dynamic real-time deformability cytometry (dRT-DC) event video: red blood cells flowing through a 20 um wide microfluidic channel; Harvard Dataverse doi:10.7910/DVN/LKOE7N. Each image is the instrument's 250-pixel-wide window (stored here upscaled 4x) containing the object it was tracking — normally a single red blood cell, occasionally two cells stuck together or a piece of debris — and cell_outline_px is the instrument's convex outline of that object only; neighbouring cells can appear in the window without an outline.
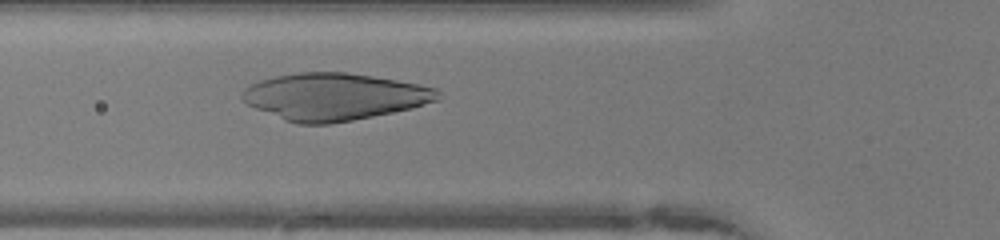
{"species": "human", "species_latin": "Homo sapiens", "temperature_condition": "warm", "stored_images_in_passage": 36, "camera_frame_rate_fps": 3000, "um_per_image_px": 0.085, "donor": {"sex": "female"}, "frame": {"image": 1, "passage_image": 14, "time_ms": 4.333, "image_size_px": [1000, 240], "cell_outline_px": [[440, 100], [412, 108], [352, 120], [328, 124], [296, 124], [284, 120], [256, 108], [248, 104], [240, 96], [244, 88], [260, 80], [276, 76], [300, 72], [344, 72], [372, 76], [396, 80], [436, 88], [440, 92]], "centroid_in_image_um": [28.41, 8.22], "position_along_channel_um": 97.4, "area_um2": 53.35}}
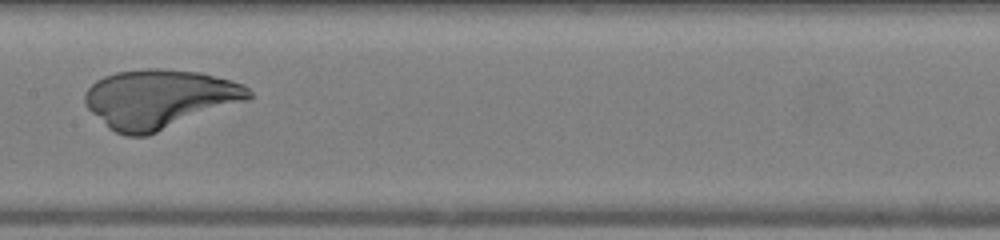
{"frame": {"image": 2, "passage_image": 21, "time_ms": 6.667, "image_size_px": [1000, 240], "cell_outline_px": [[252, 96], [248, 100], [148, 136], [124, 136], [108, 128], [84, 104], [84, 92], [96, 80], [104, 76], [116, 72], [148, 68], [160, 68], [200, 72], [244, 84], [252, 92]], "centroid_in_image_um": [13.54, 8.41], "position_along_channel_um": 193.9, "area_um2": 56.47}}
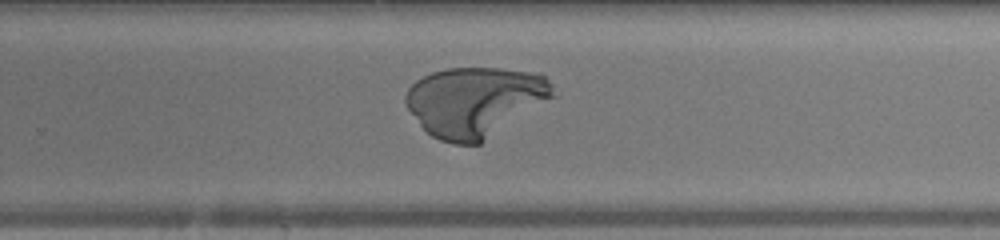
{"frame": {"image": 3, "passage_image": 28, "time_ms": 9.0, "image_size_px": [1000, 240], "cell_outline_px": [[556, 96], [480, 144], [456, 144], [440, 140], [432, 136], [420, 124], [408, 108], [404, 100], [404, 96], [408, 88], [416, 80], [432, 72], [448, 68], [500, 68], [540, 72], [552, 84]], "centroid_in_image_um": [40.4, 8.62], "position_along_channel_um": 289.4, "area_um2": 60.05}}